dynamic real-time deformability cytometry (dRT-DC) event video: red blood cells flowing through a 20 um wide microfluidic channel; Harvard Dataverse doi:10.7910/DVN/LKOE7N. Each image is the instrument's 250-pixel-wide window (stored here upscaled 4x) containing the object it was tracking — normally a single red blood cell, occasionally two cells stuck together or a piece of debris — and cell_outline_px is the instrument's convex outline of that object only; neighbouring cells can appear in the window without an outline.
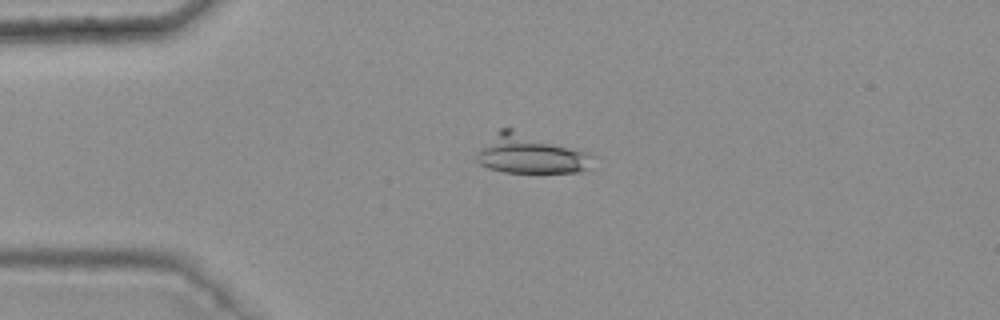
{"species": "common noctule bat (a hibernating species)", "species_latin": "Nyctalus noctula", "temperature_condition": "warm", "stored_images_in_passage": 5, "camera_frame_rate_fps": 3000, "um_per_image_px": 0.085, "animal": {"sex": "female", "body_mass_g": 25.1}, "frame": {"image": 1, "passage_image": 4, "time_ms": 1.0, "image_size_px": [1000, 320], "cell_outline_px": [[600, 156], [588, 168], [580, 172], [504, 172], [488, 168], [480, 164], [476, 160], [476, 152], [500, 128], [512, 128], [576, 148]], "centroid_in_image_um": [45.14, 13.09], "position_along_channel_um": 39.9, "area_um2": 26.7}}